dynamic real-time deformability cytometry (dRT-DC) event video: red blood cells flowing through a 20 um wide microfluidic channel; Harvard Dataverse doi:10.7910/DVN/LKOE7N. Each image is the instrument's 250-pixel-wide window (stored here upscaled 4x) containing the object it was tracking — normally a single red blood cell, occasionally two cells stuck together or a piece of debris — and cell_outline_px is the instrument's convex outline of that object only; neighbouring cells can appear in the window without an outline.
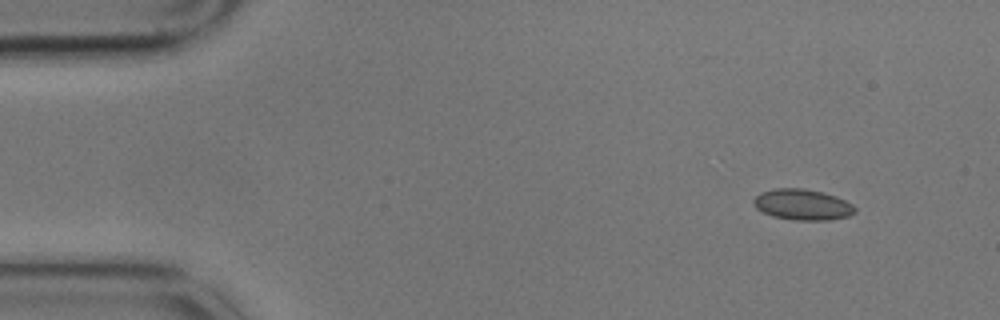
{"species": "common noctule bat (a hibernating species)", "species_latin": "Nyctalus noctula", "temperature_condition": "cold", "stored_images_in_passage": 14, "camera_frame_rate_fps": 3000, "um_per_image_px": 0.085, "animal": {"sex": "male", "body_mass_g": 17.9}, "frame": {"image": 1, "passage_image": 1, "time_ms": 0.0, "image_size_px": [1000, 320], "cell_outline_px": [[856, 212], [848, 216], [828, 220], [796, 220], [772, 216], [756, 208], [752, 204], [752, 200], [760, 192], [776, 188], [804, 188], [836, 196], [852, 204], [856, 208]], "centroid_in_image_um": [68.19, 17.39], "position_along_channel_um": 16.8, "area_um2": 18.21}}
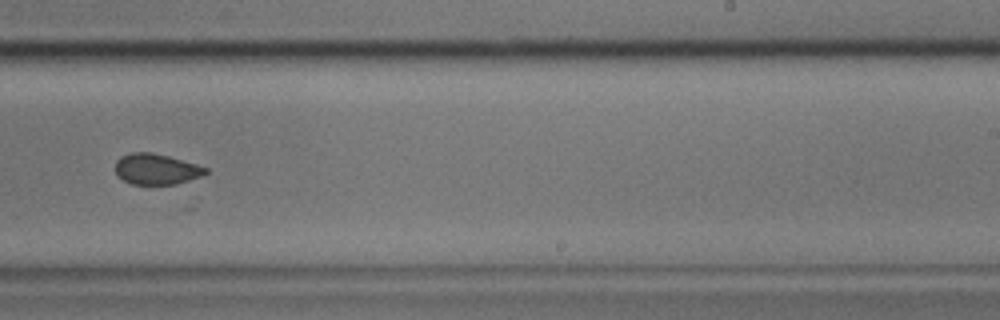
{"frame": {"image": 2, "passage_image": 9, "time_ms": 2.667, "image_size_px": [1000, 320], "cell_outline_px": [[208, 172], [200, 176], [176, 184], [132, 184], [116, 176], [116, 160], [120, 156], [132, 152], [152, 152], [168, 156], [196, 164], [208, 168]], "centroid_in_image_um": [13.26, 14.37], "position_along_channel_um": 275.7, "area_um2": 16.13}}
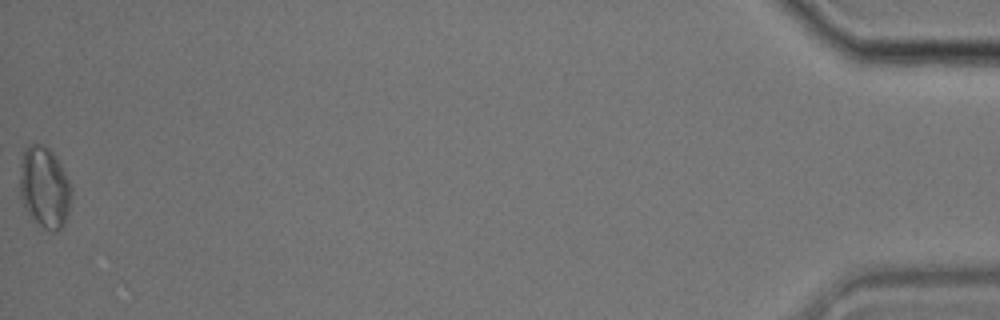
{"frame": {"image": 3, "passage_image": 14, "time_ms": 4.333, "image_size_px": [1000, 320], "cell_outline_px": [[72, 196], [68, 212], [64, 224], [56, 232], [52, 232], [44, 228], [24, 208], [20, 196], [20, 164], [24, 148], [28, 144], [44, 144], [56, 156], [72, 188]], "centroid_in_image_um": [3.78, 15.9], "position_along_channel_um": 431.4, "area_um2": 24.45}}